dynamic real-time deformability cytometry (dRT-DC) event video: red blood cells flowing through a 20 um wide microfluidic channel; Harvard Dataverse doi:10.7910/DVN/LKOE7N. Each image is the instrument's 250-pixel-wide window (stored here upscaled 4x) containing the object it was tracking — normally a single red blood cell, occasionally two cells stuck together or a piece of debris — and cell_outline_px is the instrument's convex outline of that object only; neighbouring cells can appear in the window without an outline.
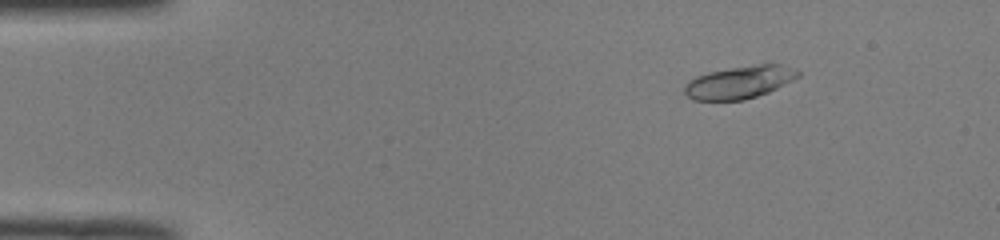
{"species": "common noctule bat (a hibernating species)", "species_latin": "Nyctalus noctula", "temperature_condition": "room temperature", "stored_images_in_passage": 49, "camera_frame_rate_fps": 3000, "um_per_image_px": 0.085, "animal": {"sex": "male", "body_mass_g": 19.0, "forearm_length_mm": 50.8}, "frame": {"image": 1, "passage_image": 7, "time_ms": 2.0, "image_size_px": [1000, 240], "cell_outline_px": [[800, 76], [768, 92], [744, 100], [692, 100], [684, 92], [684, 84], [688, 80], [696, 76], [708, 72], [732, 68], [760, 64], [780, 64], [796, 68], [800, 72]], "centroid_in_image_um": [62.85, 6.99], "position_along_channel_um": 22.2, "area_um2": 21.5}}
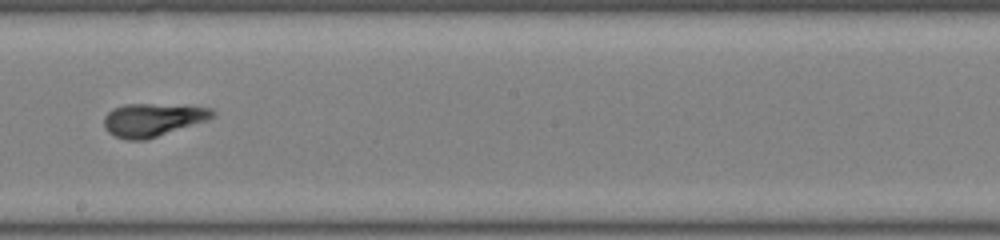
{"frame": {"image": 2, "passage_image": 28, "time_ms": 9.0, "image_size_px": [1000, 240], "cell_outline_px": [[216, 112], [208, 120], [144, 140], [128, 140], [116, 136], [108, 132], [104, 128], [104, 116], [112, 108], [124, 104], [152, 104], [212, 108]], "centroid_in_image_um": [12.93, 10.18], "position_along_channel_um": 235.3, "area_um2": 20.63}}
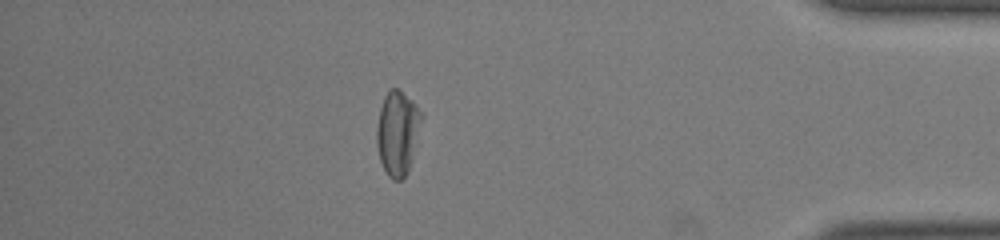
{"frame": {"image": 3, "passage_image": 43, "time_ms": 14.0, "image_size_px": [1000, 240], "cell_outline_px": [[424, 116], [408, 172], [400, 180], [392, 180], [388, 176], [380, 160], [376, 144], [376, 128], [380, 108], [384, 96], [388, 88], [396, 88], [412, 100]], "centroid_in_image_um": [33.79, 11.28], "position_along_channel_um": 401.4, "area_um2": 22.14}, "authors_computed_cell_mechanics": {"area_um2": 21.386, "velocity_mm_per_s": 4.0825, "shape_relaxation_time_tau1_ms": null, "shape_relaxation_time_tau2_ms": 0.5356, "deformation_change_tau1": null, "deformation_change_tau2": 0.0889}}